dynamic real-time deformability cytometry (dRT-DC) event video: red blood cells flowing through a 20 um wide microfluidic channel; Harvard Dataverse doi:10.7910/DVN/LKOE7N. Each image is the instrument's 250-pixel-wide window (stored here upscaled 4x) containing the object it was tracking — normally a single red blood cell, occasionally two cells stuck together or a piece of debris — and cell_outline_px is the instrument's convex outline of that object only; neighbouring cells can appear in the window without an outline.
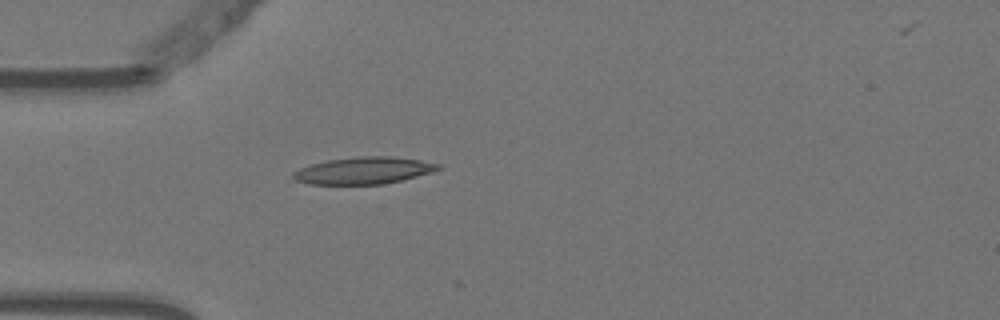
{"species": "Egyptian fruit bat (a non-hibernating species)", "species_latin": "Rousettus aegyptiacus", "temperature_condition": "warm", "stored_images_in_passage": 4, "camera_frame_rate_fps": 3000, "um_per_image_px": 0.085, "animal": {"sex": "female"}, "frame": {"image": 1, "passage_image": 4, "time_ms": 1.0, "image_size_px": [1000, 320], "cell_outline_px": [[444, 168], [432, 172], [384, 184], [308, 184], [292, 180], [292, 172], [300, 168], [324, 160], [360, 156], [392, 156], [420, 160], [440, 164]], "centroid_in_image_um": [30.88, 14.49], "position_along_channel_um": 54.1, "area_um2": 22.95}}